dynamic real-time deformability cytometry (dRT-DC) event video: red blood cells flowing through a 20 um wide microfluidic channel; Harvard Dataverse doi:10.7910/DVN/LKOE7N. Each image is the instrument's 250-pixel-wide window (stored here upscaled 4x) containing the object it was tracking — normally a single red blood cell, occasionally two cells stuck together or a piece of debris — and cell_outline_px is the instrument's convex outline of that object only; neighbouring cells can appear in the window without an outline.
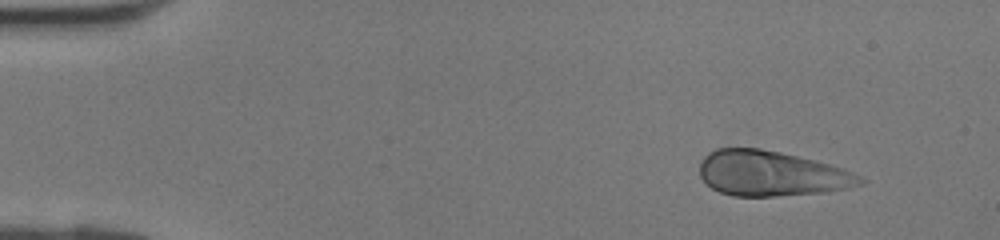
{"species": "human", "species_latin": "Homo sapiens", "temperature_condition": "room temperature", "stored_images_in_passage": 37, "camera_frame_rate_fps": 3000, "um_per_image_px": 0.085, "donor": {"sex": "female"}, "frame": {"image": 1, "passage_image": 1, "time_ms": 0.0, "image_size_px": [1000, 240], "cell_outline_px": [[868, 180], [864, 184], [848, 188], [828, 192], [776, 196], [736, 196], [720, 192], [712, 188], [700, 176], [700, 160], [708, 152], [716, 148], [760, 148], [780, 152], [828, 164], [852, 172]], "centroid_in_image_um": [65.57, 14.75], "position_along_channel_um": 19.4, "area_um2": 42.25}}
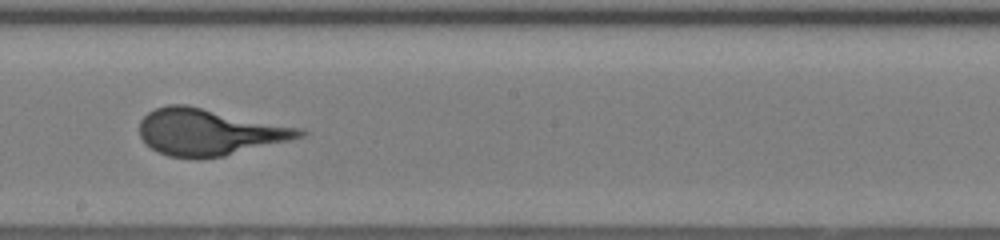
{"frame": {"image": 2, "passage_image": 20, "time_ms": 6.333, "image_size_px": [1000, 240], "cell_outline_px": [[308, 132], [304, 136], [224, 156], [196, 160], [168, 156], [156, 152], [140, 136], [140, 120], [148, 112], [156, 108], [168, 104], [188, 104], [304, 128]], "centroid_in_image_um": [17.78, 11.22], "position_along_channel_um": 230.4, "area_um2": 43.93}}
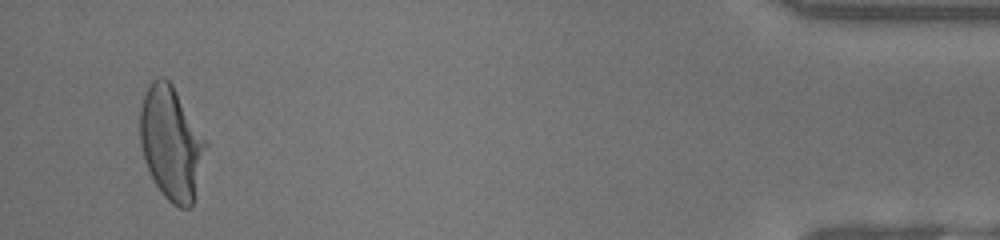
{"frame": {"image": 3, "passage_image": 36, "time_ms": 11.667, "image_size_px": [1000, 240], "cell_outline_px": [[208, 144], [192, 204], [188, 208], [180, 208], [172, 204], [164, 196], [156, 184], [144, 160], [140, 144], [140, 108], [144, 92], [148, 84], [156, 76], [164, 76], [172, 84], [208, 140]], "centroid_in_image_um": [14.56, 12.11], "position_along_channel_um": 420.6, "area_um2": 43.64}}